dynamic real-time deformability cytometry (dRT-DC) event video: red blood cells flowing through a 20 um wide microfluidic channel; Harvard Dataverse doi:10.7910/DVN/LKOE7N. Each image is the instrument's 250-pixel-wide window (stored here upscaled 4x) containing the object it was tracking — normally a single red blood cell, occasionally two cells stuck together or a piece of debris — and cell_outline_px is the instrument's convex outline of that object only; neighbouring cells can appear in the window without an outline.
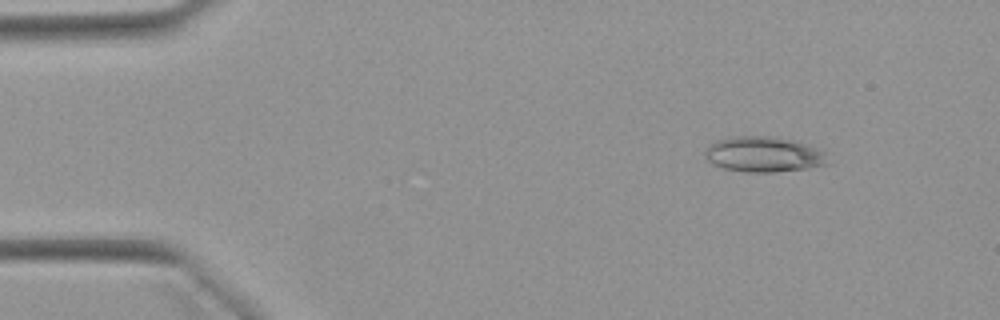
{"species": "Egyptian fruit bat (a non-hibernating species)", "species_latin": "Rousettus aegyptiacus", "temperature_condition": "warm", "stored_images_in_passage": 49, "camera_frame_rate_fps": 3000, "um_per_image_px": 0.085, "animal": {"sex": "female"}, "frame": {"image": 1, "passage_image": 4, "time_ms": 1.0, "image_size_px": [1000, 320], "cell_outline_px": [[828, 164], [804, 168], [776, 172], [744, 172], [724, 168], [712, 164], [704, 156], [704, 148], [716, 140], [736, 136], [776, 136], [800, 140], [824, 152]], "centroid_in_image_um": [64.88, 13.1], "position_along_channel_um": 20.1, "area_um2": 25.61}}
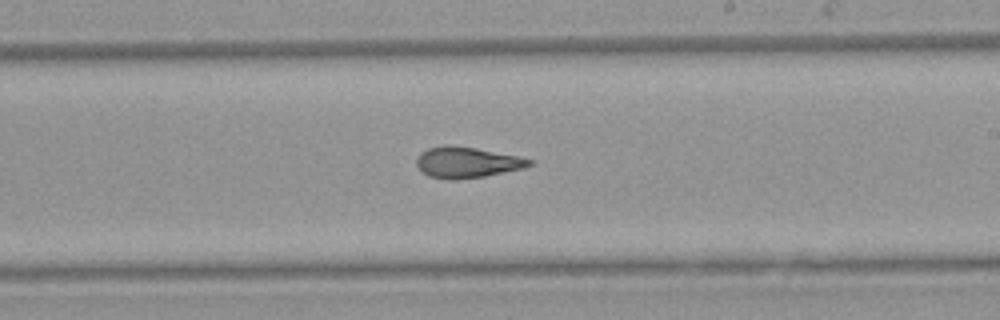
{"frame": {"image": 2, "passage_image": 28, "time_ms": 9.0, "image_size_px": [1000, 320], "cell_outline_px": [[532, 164], [524, 168], [484, 176], [456, 180], [452, 180], [428, 176], [416, 164], [416, 160], [420, 152], [428, 148], [444, 144], [448, 144], [476, 148], [520, 156], [532, 160]], "centroid_in_image_um": [39.68, 13.79], "position_along_channel_um": 249.3, "area_um2": 20.35}}
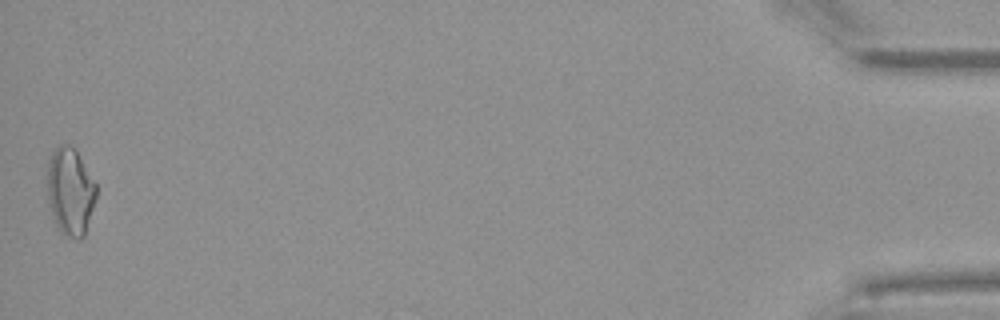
{"frame": {"image": 3, "passage_image": 49, "time_ms": 16.0, "image_size_px": [1000, 320], "cell_outline_px": [[96, 200], [84, 236], [80, 240], [68, 236], [60, 232], [52, 220], [48, 204], [48, 156], [52, 148], [60, 144], [68, 144], [76, 152], [96, 184]], "centroid_in_image_um": [5.94, 16.29], "position_along_channel_um": 429.3, "area_um2": 25.14}, "authors_computed_cell_mechanics": {"area_um2": 21.2126, "velocity_mm_per_s": 3.957, "shape_relaxation_time_tau1_ms": null, "shape_relaxation_time_tau2_ms": 2.3377, "deformation_change_tau1": null, "deformation_change_tau2": 0.1002}}